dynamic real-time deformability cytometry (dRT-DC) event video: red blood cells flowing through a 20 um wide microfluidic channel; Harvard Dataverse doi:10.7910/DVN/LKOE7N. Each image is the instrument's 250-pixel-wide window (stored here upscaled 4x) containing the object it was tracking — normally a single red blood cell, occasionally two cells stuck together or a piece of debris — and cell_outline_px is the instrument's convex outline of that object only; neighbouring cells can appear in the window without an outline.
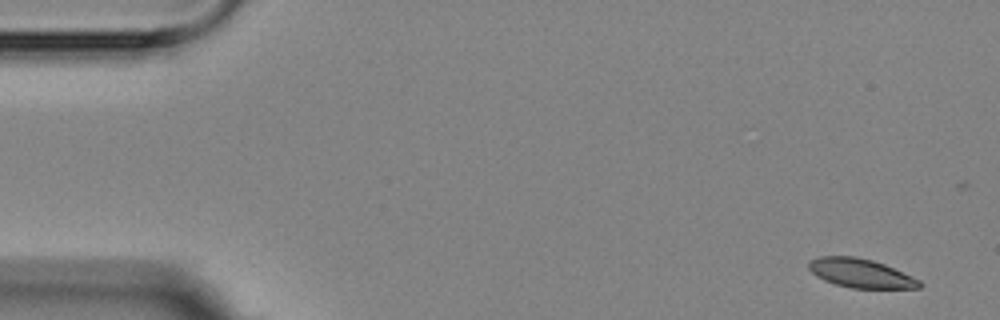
{"species": "Egyptian fruit bat (a non-hibernating species)", "species_latin": "Rousettus aegyptiacus", "temperature_condition": "room temperature", "stored_images_in_passage": 6, "camera_frame_rate_fps": 3000, "um_per_image_px": 0.085, "animal": {"sex": "female"}, "frame": {"image": 1, "passage_image": 1, "time_ms": 0.0, "image_size_px": [1000, 320], "cell_outline_px": [[924, 284], [920, 288], [852, 288], [836, 284], [824, 280], [816, 276], [808, 268], [808, 260], [820, 256], [856, 256], [872, 260], [884, 264], [912, 276], [920, 280]], "centroid_in_image_um": [73.15, 23.22], "position_along_channel_um": 11.8, "area_um2": 18.73}}
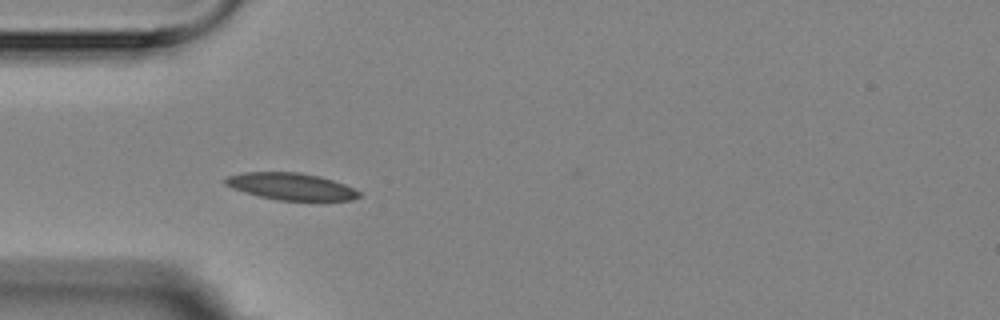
{"frame": {"image": 2, "passage_image": 5, "time_ms": 4.667, "image_size_px": [1000, 320], "cell_outline_px": [[360, 196], [352, 200], [280, 200], [260, 196], [244, 192], [232, 188], [224, 184], [224, 180], [228, 176], [244, 172], [300, 172], [320, 176], [344, 184], [360, 192]], "centroid_in_image_um": [24.72, 15.84], "position_along_channel_um": 60.3, "area_um2": 20.81}}
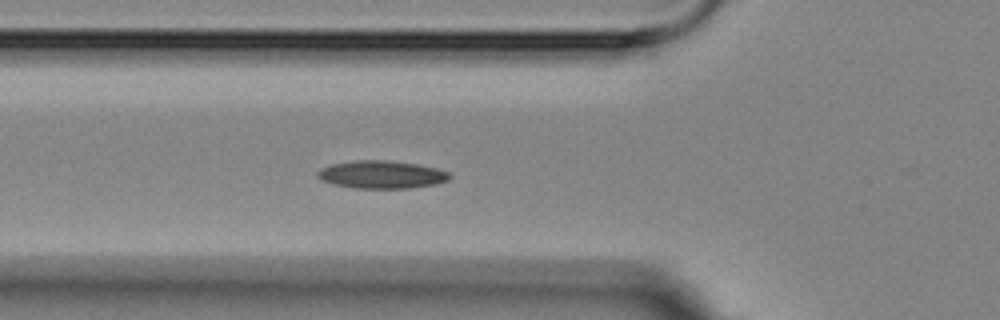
{"frame": {"image": 3, "passage_image": 6, "time_ms": 5.667, "image_size_px": [1000, 320], "cell_outline_px": [[452, 176], [448, 180], [436, 184], [408, 188], [352, 188], [320, 180], [316, 176], [316, 172], [320, 168], [332, 164], [356, 160], [384, 160], [416, 164], [436, 168], [448, 172]], "centroid_in_image_um": [32.41, 14.84], "position_along_channel_um": 93.4, "area_um2": 21.33}}